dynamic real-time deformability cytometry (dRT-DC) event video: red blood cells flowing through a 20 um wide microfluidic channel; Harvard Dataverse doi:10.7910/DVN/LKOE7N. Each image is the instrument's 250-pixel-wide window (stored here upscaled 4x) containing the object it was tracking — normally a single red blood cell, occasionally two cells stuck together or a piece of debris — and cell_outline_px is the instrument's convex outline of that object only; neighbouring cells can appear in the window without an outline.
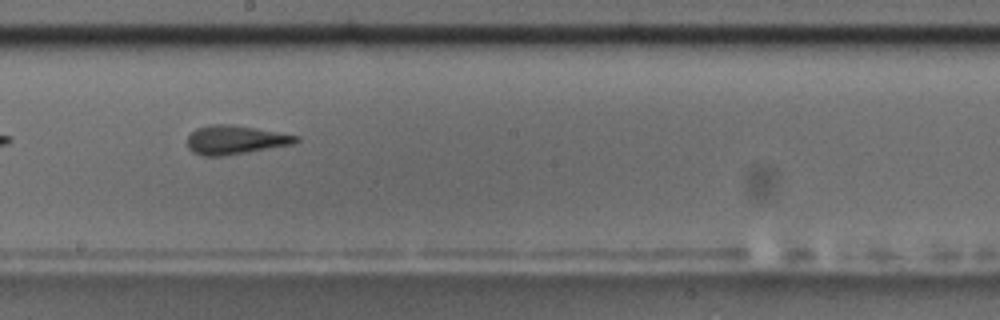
{"species": "common noctule bat (a hibernating species)", "species_latin": "Nyctalus noctula", "temperature_condition": "room temperature", "stored_images_in_passage": 10, "camera_frame_rate_fps": 3000, "um_per_image_px": 0.085, "animal": {"sex": "male", "body_mass_g": 17.5, "forearm_length_mm": 52.3}, "frame": {"image": 1, "passage_image": 9, "time_ms": 10.0, "image_size_px": [1000, 320], "cell_outline_px": [[300, 140], [292, 144], [248, 152], [220, 156], [200, 156], [192, 152], [188, 148], [188, 136], [196, 128], [208, 124], [228, 124], [256, 128], [300, 136]], "centroid_in_image_um": [19.97, 11.88], "position_along_channel_um": 228.2, "area_um2": 18.26}}
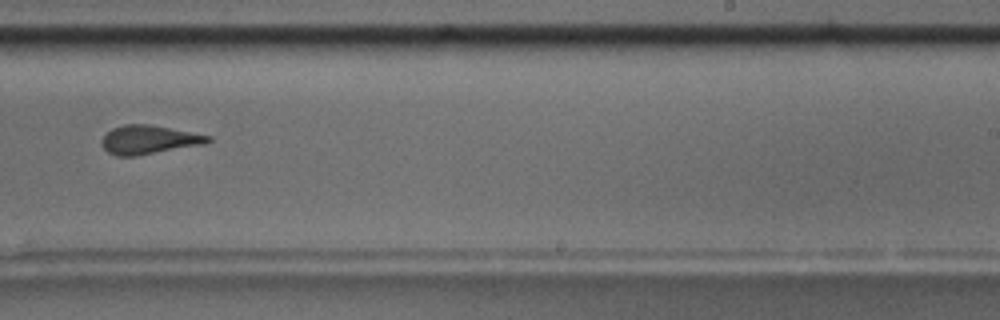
{"frame": {"image": 2, "passage_image": 10, "time_ms": 11.333, "image_size_px": [1000, 320], "cell_outline_px": [[212, 140], [204, 144], [136, 156], [116, 156], [108, 152], [100, 144], [100, 140], [112, 128], [124, 124], [148, 124], [212, 136]], "centroid_in_image_um": [12.63, 11.88], "position_along_channel_um": 276.4, "area_um2": 17.74}}